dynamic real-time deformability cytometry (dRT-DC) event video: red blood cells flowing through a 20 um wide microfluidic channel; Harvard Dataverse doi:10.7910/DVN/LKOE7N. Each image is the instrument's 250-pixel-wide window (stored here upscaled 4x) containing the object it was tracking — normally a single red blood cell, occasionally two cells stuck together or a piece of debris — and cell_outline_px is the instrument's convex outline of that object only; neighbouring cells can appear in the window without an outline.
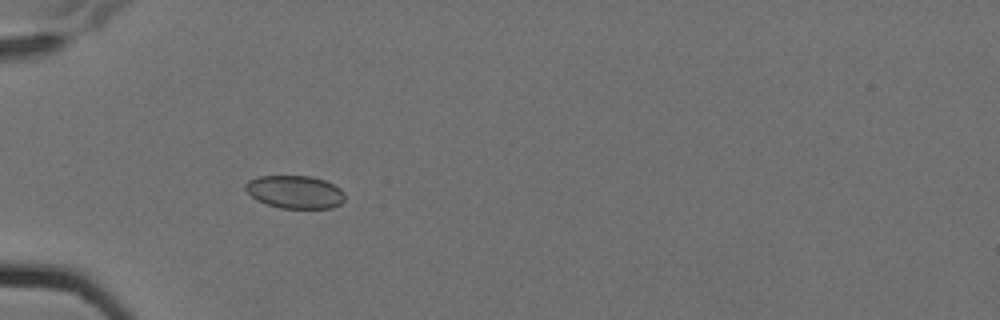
{"species": "Egyptian fruit bat (a non-hibernating species)", "species_latin": "Rousettus aegyptiacus", "temperature_condition": "cold", "stored_images_in_passage": 6, "camera_frame_rate_fps": 3000, "um_per_image_px": 0.085, "animal": {"sex": "female"}, "frame": {"image": 1, "passage_image": 5, "time_ms": 1.333, "image_size_px": [1000, 320], "cell_outline_px": [[344, 200], [340, 204], [332, 208], [280, 208], [256, 200], [244, 188], [244, 184], [248, 180], [260, 176], [312, 176], [324, 180], [340, 188], [344, 192]], "centroid_in_image_um": [25.07, 16.31], "position_along_channel_um": 59.9, "area_um2": 19.07}}